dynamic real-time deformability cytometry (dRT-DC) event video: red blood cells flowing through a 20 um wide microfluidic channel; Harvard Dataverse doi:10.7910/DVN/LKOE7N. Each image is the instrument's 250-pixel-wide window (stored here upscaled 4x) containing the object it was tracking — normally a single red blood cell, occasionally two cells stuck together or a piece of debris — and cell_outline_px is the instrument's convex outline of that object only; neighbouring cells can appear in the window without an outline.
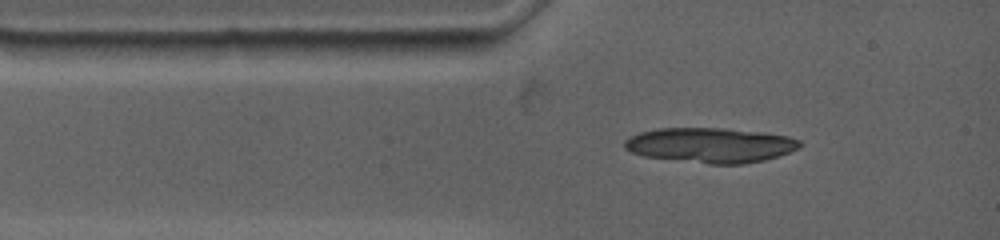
{"species": "common noctule bat (a hibernating species)", "species_latin": "Nyctalus noctula", "temperature_condition": "warm", "stored_images_in_passage": 6, "camera_frame_rate_fps": 4500, "um_per_image_px": 0.085, "animal": {"sex": "female", "body_mass_g": 19.0, "forearm_length_mm": 53.3}, "frame": {"image": 1, "passage_image": 5, "time_ms": 1.111, "image_size_px": [1000, 240], "cell_outline_px": [[492, 40], [488, 48], [452, 56], [368, 52], [360, 44], [360, 40]], "centroid_in_image_um": [36.15, 3.97], "position_along_channel_um": 48.9, "area_um2": 12.2}}